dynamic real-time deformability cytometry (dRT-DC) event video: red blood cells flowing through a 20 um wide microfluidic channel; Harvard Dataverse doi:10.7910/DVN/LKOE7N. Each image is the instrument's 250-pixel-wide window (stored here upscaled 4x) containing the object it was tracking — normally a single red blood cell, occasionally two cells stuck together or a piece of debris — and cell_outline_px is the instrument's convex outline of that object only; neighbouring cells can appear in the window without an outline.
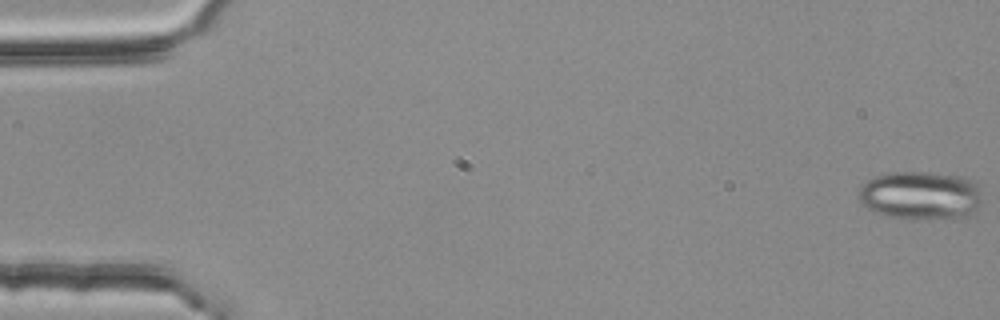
{"species": "common noctule bat (a hibernating species)", "species_latin": "Nyctalus noctula", "temperature_condition": "room temperature", "stored_images_in_passage": 56, "segment_of_instrument_passage": [1, 2], "camera_frame_rate_fps": 3000, "um_per_image_px": 0.085, "animal": {"sex": "female", "body_mass_g": 25.1}, "frame": {"image": 1, "passage_image": 1, "time_ms": 0.0, "image_size_px": [1000, 320], "cell_outline_px": [[980, 204], [968, 216], [944, 220], [904, 220], [884, 216], [872, 212], [860, 200], [860, 188], [868, 180], [876, 176], [892, 172], [936, 172], [964, 176], [976, 180], [980, 200]], "centroid_in_image_um": [78.27, 16.64], "position_along_channel_um": 6.7, "area_um2": 35.66}}
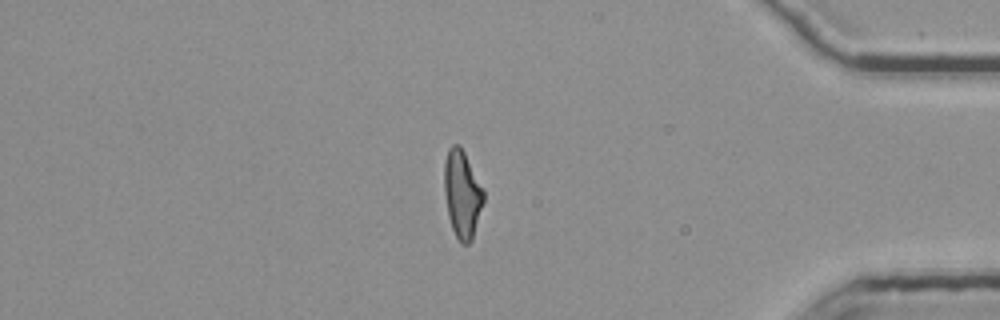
{"frame": {"image": 2, "passage_image": 47, "time_ms": 15.333, "image_size_px": [1000, 320], "cell_outline_px": [[484, 200], [472, 240], [468, 244], [460, 244], [452, 228], [448, 216], [444, 192], [444, 160], [448, 148], [452, 144], [460, 144], [484, 188]], "centroid_in_image_um": [39.28, 16.47], "position_along_channel_um": 395.9, "area_um2": 20.35}}